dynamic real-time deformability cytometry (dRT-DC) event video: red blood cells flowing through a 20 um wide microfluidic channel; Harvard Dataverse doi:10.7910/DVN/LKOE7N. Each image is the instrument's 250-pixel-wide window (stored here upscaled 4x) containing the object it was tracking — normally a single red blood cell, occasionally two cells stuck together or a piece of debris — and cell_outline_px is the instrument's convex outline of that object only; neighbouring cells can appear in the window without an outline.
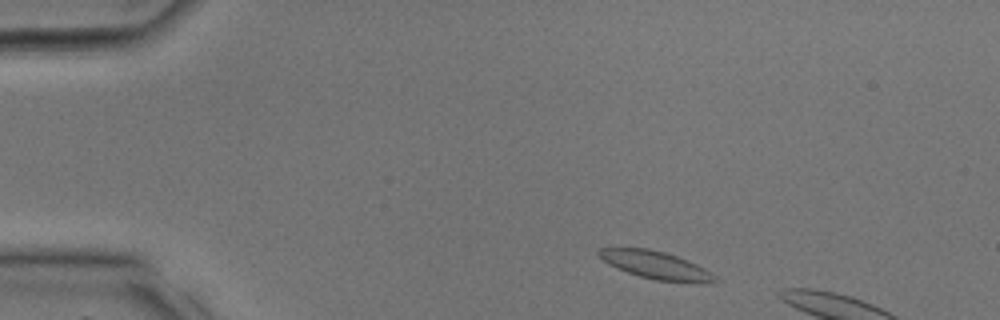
{"species": "common noctule bat (a hibernating species)", "species_latin": "Nyctalus noctula", "temperature_condition": "room temperature", "stored_images_in_passage": 5, "camera_frame_rate_fps": 3000, "um_per_image_px": 0.085, "animal": {"sex": "male", "body_mass_g": 17.9, "forearm_length_mm": 54.2}, "frame": {"image": 1, "passage_image": 2, "time_ms": 0.333, "image_size_px": [1000, 320], "cell_outline_px": [[720, 280], [712, 284], [700, 284], [656, 280], [640, 276], [616, 268], [608, 264], [596, 252], [600, 248], [648, 248], [664, 252], [688, 260], [704, 268], [716, 276]], "centroid_in_image_um": [55.82, 22.56], "position_along_channel_um": 29.2, "area_um2": 18.96}}